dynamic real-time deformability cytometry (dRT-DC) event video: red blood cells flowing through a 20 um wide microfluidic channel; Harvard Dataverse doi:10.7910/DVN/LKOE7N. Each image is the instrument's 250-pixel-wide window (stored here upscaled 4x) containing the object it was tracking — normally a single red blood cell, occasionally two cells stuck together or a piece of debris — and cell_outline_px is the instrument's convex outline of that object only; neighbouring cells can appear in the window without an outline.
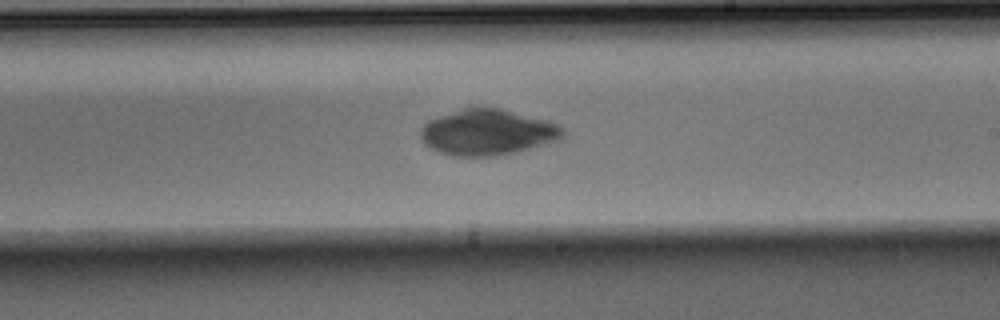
{"species": "Egyptian fruit bat (a non-hibernating species)", "species_latin": "Rousettus aegyptiacus", "temperature_condition": "warm", "stored_images_in_passage": 28, "camera_frame_rate_fps": 3000, "um_per_image_px": 0.085, "animal": {"sex": "male"}, "frame": {"image": 1, "passage_image": 14, "time_ms": 4.333, "image_size_px": [1000, 320], "cell_outline_px": [[564, 136], [560, 140], [516, 152], [492, 156], [452, 156], [440, 152], [424, 144], [420, 136], [420, 128], [428, 120], [464, 108], [500, 108], [548, 120], [560, 124], [564, 128]], "centroid_in_image_um": [41.47, 11.25], "position_along_channel_um": 247.5, "area_um2": 38.03}}
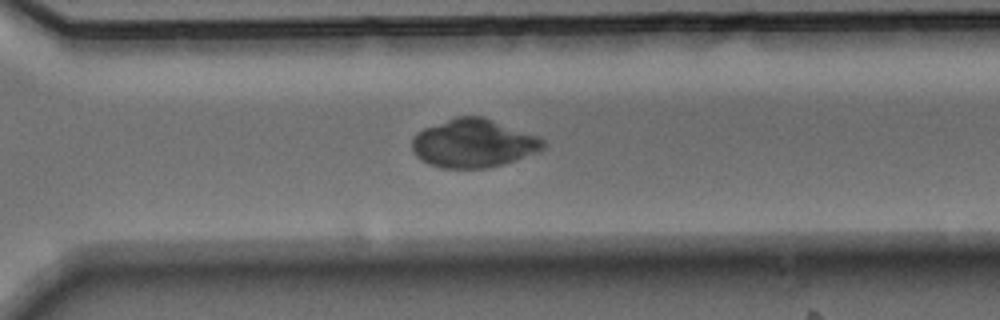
{"frame": {"image": 2, "passage_image": 20, "time_ms": 6.333, "image_size_px": [1000, 320], "cell_outline_px": [[544, 148], [536, 152], [516, 160], [504, 164], [488, 168], [440, 168], [428, 164], [420, 160], [416, 156], [412, 148], [412, 136], [416, 132], [424, 128], [456, 116], [484, 116], [540, 136], [544, 140]], "centroid_in_image_um": [40.24, 12.18], "position_along_channel_um": 330.4, "area_um2": 37.4}}
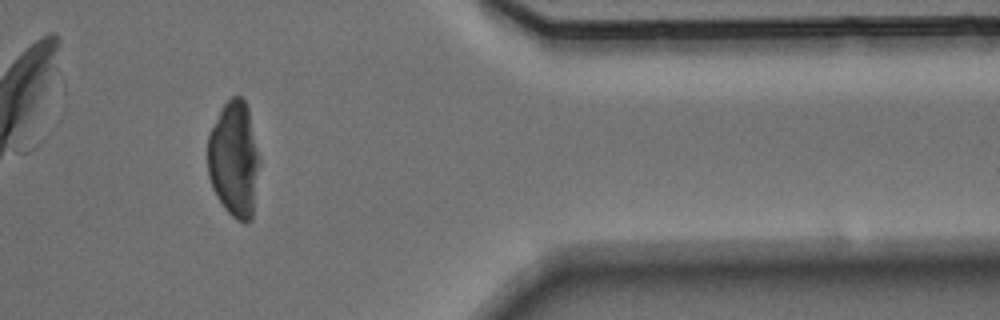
{"frame": {"image": 3, "passage_image": 26, "time_ms": 8.333, "image_size_px": [1000, 320], "cell_outline_px": [[260, 164], [252, 220], [236, 220], [224, 208], [216, 196], [212, 188], [208, 176], [208, 132], [224, 104], [232, 96], [240, 96], [244, 100], [248, 108], [260, 160]], "centroid_in_image_um": [19.89, 13.54], "position_along_channel_um": 391.5, "area_um2": 35.14}}